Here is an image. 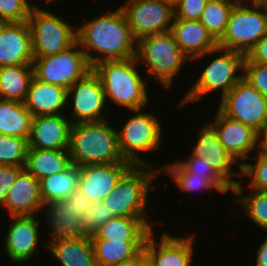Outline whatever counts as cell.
<instances>
[{"mask_svg":"<svg viewBox=\"0 0 267 266\" xmlns=\"http://www.w3.org/2000/svg\"><path fill=\"white\" fill-rule=\"evenodd\" d=\"M243 79L267 98V64L244 62Z\"/></svg>","mask_w":267,"mask_h":266,"instance_id":"39","label":"cell"},{"mask_svg":"<svg viewBox=\"0 0 267 266\" xmlns=\"http://www.w3.org/2000/svg\"><path fill=\"white\" fill-rule=\"evenodd\" d=\"M257 153L267 156V121L257 132Z\"/></svg>","mask_w":267,"mask_h":266,"instance_id":"45","label":"cell"},{"mask_svg":"<svg viewBox=\"0 0 267 266\" xmlns=\"http://www.w3.org/2000/svg\"><path fill=\"white\" fill-rule=\"evenodd\" d=\"M146 240L91 239L97 266H117L136 256Z\"/></svg>","mask_w":267,"mask_h":266,"instance_id":"29","label":"cell"},{"mask_svg":"<svg viewBox=\"0 0 267 266\" xmlns=\"http://www.w3.org/2000/svg\"><path fill=\"white\" fill-rule=\"evenodd\" d=\"M213 120L209 121L214 126L219 142L224 149L240 165L245 161H250V157L254 153L256 154L257 132L249 126L225 116L218 108Z\"/></svg>","mask_w":267,"mask_h":266,"instance_id":"16","label":"cell"},{"mask_svg":"<svg viewBox=\"0 0 267 266\" xmlns=\"http://www.w3.org/2000/svg\"><path fill=\"white\" fill-rule=\"evenodd\" d=\"M136 41L170 31L174 4L167 0H126L120 6Z\"/></svg>","mask_w":267,"mask_h":266,"instance_id":"11","label":"cell"},{"mask_svg":"<svg viewBox=\"0 0 267 266\" xmlns=\"http://www.w3.org/2000/svg\"><path fill=\"white\" fill-rule=\"evenodd\" d=\"M150 221L149 217L116 216L90 235V239L146 240L154 230Z\"/></svg>","mask_w":267,"mask_h":266,"instance_id":"26","label":"cell"},{"mask_svg":"<svg viewBox=\"0 0 267 266\" xmlns=\"http://www.w3.org/2000/svg\"><path fill=\"white\" fill-rule=\"evenodd\" d=\"M170 32L191 61L218 46L217 41L199 20L173 18Z\"/></svg>","mask_w":267,"mask_h":266,"instance_id":"23","label":"cell"},{"mask_svg":"<svg viewBox=\"0 0 267 266\" xmlns=\"http://www.w3.org/2000/svg\"><path fill=\"white\" fill-rule=\"evenodd\" d=\"M197 138V139H196ZM191 155L203 159L205 156L217 172L232 186L243 180L240 179V164L220 144L214 126L208 121L198 130ZM235 166L239 169L235 171ZM233 168V169H232Z\"/></svg>","mask_w":267,"mask_h":266,"instance_id":"17","label":"cell"},{"mask_svg":"<svg viewBox=\"0 0 267 266\" xmlns=\"http://www.w3.org/2000/svg\"><path fill=\"white\" fill-rule=\"evenodd\" d=\"M66 204L72 206L76 212H81L84 215L92 202L87 198L80 189L73 191L65 200Z\"/></svg>","mask_w":267,"mask_h":266,"instance_id":"44","label":"cell"},{"mask_svg":"<svg viewBox=\"0 0 267 266\" xmlns=\"http://www.w3.org/2000/svg\"><path fill=\"white\" fill-rule=\"evenodd\" d=\"M155 236L153 230L144 245L147 260L152 266L193 265L195 233L186 237H176L164 232L158 240Z\"/></svg>","mask_w":267,"mask_h":266,"instance_id":"15","label":"cell"},{"mask_svg":"<svg viewBox=\"0 0 267 266\" xmlns=\"http://www.w3.org/2000/svg\"><path fill=\"white\" fill-rule=\"evenodd\" d=\"M39 1H45V4H46V6L45 7H42V9H46L47 8V6L51 3H53L54 1H57V0H39ZM58 1H60V0H58Z\"/></svg>","mask_w":267,"mask_h":266,"instance_id":"50","label":"cell"},{"mask_svg":"<svg viewBox=\"0 0 267 266\" xmlns=\"http://www.w3.org/2000/svg\"><path fill=\"white\" fill-rule=\"evenodd\" d=\"M68 149L28 148L24 169L37 180L63 172L71 165Z\"/></svg>","mask_w":267,"mask_h":266,"instance_id":"28","label":"cell"},{"mask_svg":"<svg viewBox=\"0 0 267 266\" xmlns=\"http://www.w3.org/2000/svg\"><path fill=\"white\" fill-rule=\"evenodd\" d=\"M257 4L262 8L264 16L267 18V0H258Z\"/></svg>","mask_w":267,"mask_h":266,"instance_id":"49","label":"cell"},{"mask_svg":"<svg viewBox=\"0 0 267 266\" xmlns=\"http://www.w3.org/2000/svg\"><path fill=\"white\" fill-rule=\"evenodd\" d=\"M33 77L68 89L92 70L78 42L65 51L33 59Z\"/></svg>","mask_w":267,"mask_h":266,"instance_id":"9","label":"cell"},{"mask_svg":"<svg viewBox=\"0 0 267 266\" xmlns=\"http://www.w3.org/2000/svg\"><path fill=\"white\" fill-rule=\"evenodd\" d=\"M254 253L256 254L255 266H267V232Z\"/></svg>","mask_w":267,"mask_h":266,"instance_id":"46","label":"cell"},{"mask_svg":"<svg viewBox=\"0 0 267 266\" xmlns=\"http://www.w3.org/2000/svg\"><path fill=\"white\" fill-rule=\"evenodd\" d=\"M234 6H239V5H253L258 2V0H227Z\"/></svg>","mask_w":267,"mask_h":266,"instance_id":"48","label":"cell"},{"mask_svg":"<svg viewBox=\"0 0 267 266\" xmlns=\"http://www.w3.org/2000/svg\"><path fill=\"white\" fill-rule=\"evenodd\" d=\"M142 266H152L150 262L147 260Z\"/></svg>","mask_w":267,"mask_h":266,"instance_id":"52","label":"cell"},{"mask_svg":"<svg viewBox=\"0 0 267 266\" xmlns=\"http://www.w3.org/2000/svg\"><path fill=\"white\" fill-rule=\"evenodd\" d=\"M132 166V163L81 166L78 188L92 203L104 201Z\"/></svg>","mask_w":267,"mask_h":266,"instance_id":"18","label":"cell"},{"mask_svg":"<svg viewBox=\"0 0 267 266\" xmlns=\"http://www.w3.org/2000/svg\"><path fill=\"white\" fill-rule=\"evenodd\" d=\"M218 109L256 132L267 121V98L243 78L222 98Z\"/></svg>","mask_w":267,"mask_h":266,"instance_id":"12","label":"cell"},{"mask_svg":"<svg viewBox=\"0 0 267 266\" xmlns=\"http://www.w3.org/2000/svg\"><path fill=\"white\" fill-rule=\"evenodd\" d=\"M24 105L33 117L65 114L67 89L58 85L43 83L33 77Z\"/></svg>","mask_w":267,"mask_h":266,"instance_id":"24","label":"cell"},{"mask_svg":"<svg viewBox=\"0 0 267 266\" xmlns=\"http://www.w3.org/2000/svg\"><path fill=\"white\" fill-rule=\"evenodd\" d=\"M185 159L175 160L188 174L199 176H221L214 166L207 160L206 156L201 159L191 154ZM181 159V160H180Z\"/></svg>","mask_w":267,"mask_h":266,"instance_id":"40","label":"cell"},{"mask_svg":"<svg viewBox=\"0 0 267 266\" xmlns=\"http://www.w3.org/2000/svg\"><path fill=\"white\" fill-rule=\"evenodd\" d=\"M250 158L252 163L245 161L240 166V177L249 178L245 184L249 189L267 192V156L257 153Z\"/></svg>","mask_w":267,"mask_h":266,"instance_id":"36","label":"cell"},{"mask_svg":"<svg viewBox=\"0 0 267 266\" xmlns=\"http://www.w3.org/2000/svg\"><path fill=\"white\" fill-rule=\"evenodd\" d=\"M32 62V41L28 22L5 23L0 31V67Z\"/></svg>","mask_w":267,"mask_h":266,"instance_id":"21","label":"cell"},{"mask_svg":"<svg viewBox=\"0 0 267 266\" xmlns=\"http://www.w3.org/2000/svg\"><path fill=\"white\" fill-rule=\"evenodd\" d=\"M24 167L0 165V206L4 203L11 187Z\"/></svg>","mask_w":267,"mask_h":266,"instance_id":"42","label":"cell"},{"mask_svg":"<svg viewBox=\"0 0 267 266\" xmlns=\"http://www.w3.org/2000/svg\"><path fill=\"white\" fill-rule=\"evenodd\" d=\"M159 167V172L167 173L172 182L181 192H204L216 191L219 194L233 192V187L222 176H199L188 174L176 161L164 164Z\"/></svg>","mask_w":267,"mask_h":266,"instance_id":"25","label":"cell"},{"mask_svg":"<svg viewBox=\"0 0 267 266\" xmlns=\"http://www.w3.org/2000/svg\"><path fill=\"white\" fill-rule=\"evenodd\" d=\"M47 9H32L27 20L33 59L65 51L77 42V28Z\"/></svg>","mask_w":267,"mask_h":266,"instance_id":"8","label":"cell"},{"mask_svg":"<svg viewBox=\"0 0 267 266\" xmlns=\"http://www.w3.org/2000/svg\"><path fill=\"white\" fill-rule=\"evenodd\" d=\"M138 63L145 65L153 80L171 88L177 75L190 59L177 45L170 31L144 37L137 41Z\"/></svg>","mask_w":267,"mask_h":266,"instance_id":"6","label":"cell"},{"mask_svg":"<svg viewBox=\"0 0 267 266\" xmlns=\"http://www.w3.org/2000/svg\"><path fill=\"white\" fill-rule=\"evenodd\" d=\"M32 78V64L0 67V98L24 103Z\"/></svg>","mask_w":267,"mask_h":266,"instance_id":"31","label":"cell"},{"mask_svg":"<svg viewBox=\"0 0 267 266\" xmlns=\"http://www.w3.org/2000/svg\"><path fill=\"white\" fill-rule=\"evenodd\" d=\"M212 54V58L209 59L211 61H208L207 65L200 70L198 78L191 84V88L187 90L184 97L182 96L177 104L178 108L188 103L199 104L204 96L207 97L208 94L212 95L211 93H217V91L221 93L222 99L243 78L245 54L237 51L217 46L208 53L194 58L191 62L196 60L200 62L203 58L206 59L205 56Z\"/></svg>","mask_w":267,"mask_h":266,"instance_id":"4","label":"cell"},{"mask_svg":"<svg viewBox=\"0 0 267 266\" xmlns=\"http://www.w3.org/2000/svg\"><path fill=\"white\" fill-rule=\"evenodd\" d=\"M50 232L49 241L56 239L91 240L83 224V215L64 200L45 203L41 208Z\"/></svg>","mask_w":267,"mask_h":266,"instance_id":"19","label":"cell"},{"mask_svg":"<svg viewBox=\"0 0 267 266\" xmlns=\"http://www.w3.org/2000/svg\"><path fill=\"white\" fill-rule=\"evenodd\" d=\"M267 33V18L262 8L253 5L233 6L218 47L247 54Z\"/></svg>","mask_w":267,"mask_h":266,"instance_id":"10","label":"cell"},{"mask_svg":"<svg viewBox=\"0 0 267 266\" xmlns=\"http://www.w3.org/2000/svg\"><path fill=\"white\" fill-rule=\"evenodd\" d=\"M66 114L34 116L29 148L60 150L69 148L71 121Z\"/></svg>","mask_w":267,"mask_h":266,"instance_id":"20","label":"cell"},{"mask_svg":"<svg viewBox=\"0 0 267 266\" xmlns=\"http://www.w3.org/2000/svg\"><path fill=\"white\" fill-rule=\"evenodd\" d=\"M80 171L81 166L72 163L63 172L39 180L43 203L65 200L78 189Z\"/></svg>","mask_w":267,"mask_h":266,"instance_id":"32","label":"cell"},{"mask_svg":"<svg viewBox=\"0 0 267 266\" xmlns=\"http://www.w3.org/2000/svg\"><path fill=\"white\" fill-rule=\"evenodd\" d=\"M33 115L24 103L0 98V134L29 139Z\"/></svg>","mask_w":267,"mask_h":266,"instance_id":"30","label":"cell"},{"mask_svg":"<svg viewBox=\"0 0 267 266\" xmlns=\"http://www.w3.org/2000/svg\"><path fill=\"white\" fill-rule=\"evenodd\" d=\"M38 215L9 216V226L3 238L6 257L13 263H28L37 254L39 246L47 249V242H40L42 224ZM40 229V231H39ZM38 246V247H37ZM32 257V258H31Z\"/></svg>","mask_w":267,"mask_h":266,"instance_id":"14","label":"cell"},{"mask_svg":"<svg viewBox=\"0 0 267 266\" xmlns=\"http://www.w3.org/2000/svg\"><path fill=\"white\" fill-rule=\"evenodd\" d=\"M233 4L227 0H208L199 21L218 41L224 34Z\"/></svg>","mask_w":267,"mask_h":266,"instance_id":"34","label":"cell"},{"mask_svg":"<svg viewBox=\"0 0 267 266\" xmlns=\"http://www.w3.org/2000/svg\"><path fill=\"white\" fill-rule=\"evenodd\" d=\"M244 62L267 64V33L248 51Z\"/></svg>","mask_w":267,"mask_h":266,"instance_id":"43","label":"cell"},{"mask_svg":"<svg viewBox=\"0 0 267 266\" xmlns=\"http://www.w3.org/2000/svg\"><path fill=\"white\" fill-rule=\"evenodd\" d=\"M31 0H0V18L8 22H26L32 9H42Z\"/></svg>","mask_w":267,"mask_h":266,"instance_id":"37","label":"cell"},{"mask_svg":"<svg viewBox=\"0 0 267 266\" xmlns=\"http://www.w3.org/2000/svg\"><path fill=\"white\" fill-rule=\"evenodd\" d=\"M244 186L239 183L233 187L232 203L238 204L245 215L255 226L267 232V192L250 189L251 193L244 194ZM244 194V195H243ZM239 196V197H238Z\"/></svg>","mask_w":267,"mask_h":266,"instance_id":"33","label":"cell"},{"mask_svg":"<svg viewBox=\"0 0 267 266\" xmlns=\"http://www.w3.org/2000/svg\"><path fill=\"white\" fill-rule=\"evenodd\" d=\"M136 57L126 60H106L92 67L99 76L106 100L123 109L141 110L148 107L150 96L147 79L140 74ZM110 100V101H109Z\"/></svg>","mask_w":267,"mask_h":266,"instance_id":"3","label":"cell"},{"mask_svg":"<svg viewBox=\"0 0 267 266\" xmlns=\"http://www.w3.org/2000/svg\"><path fill=\"white\" fill-rule=\"evenodd\" d=\"M5 23L6 22L0 18V31H1L2 27L5 25Z\"/></svg>","mask_w":267,"mask_h":266,"instance_id":"51","label":"cell"},{"mask_svg":"<svg viewBox=\"0 0 267 266\" xmlns=\"http://www.w3.org/2000/svg\"><path fill=\"white\" fill-rule=\"evenodd\" d=\"M114 126L109 119L73 123L68 148L71 163L78 166L130 163L120 152Z\"/></svg>","mask_w":267,"mask_h":266,"instance_id":"2","label":"cell"},{"mask_svg":"<svg viewBox=\"0 0 267 266\" xmlns=\"http://www.w3.org/2000/svg\"><path fill=\"white\" fill-rule=\"evenodd\" d=\"M107 104L101 80L93 69L67 89L72 124L109 119L105 112Z\"/></svg>","mask_w":267,"mask_h":266,"instance_id":"13","label":"cell"},{"mask_svg":"<svg viewBox=\"0 0 267 266\" xmlns=\"http://www.w3.org/2000/svg\"><path fill=\"white\" fill-rule=\"evenodd\" d=\"M47 250L62 266H97L91 240H47Z\"/></svg>","mask_w":267,"mask_h":266,"instance_id":"27","label":"cell"},{"mask_svg":"<svg viewBox=\"0 0 267 266\" xmlns=\"http://www.w3.org/2000/svg\"><path fill=\"white\" fill-rule=\"evenodd\" d=\"M208 0H177L174 3V18L199 20Z\"/></svg>","mask_w":267,"mask_h":266,"instance_id":"41","label":"cell"},{"mask_svg":"<svg viewBox=\"0 0 267 266\" xmlns=\"http://www.w3.org/2000/svg\"><path fill=\"white\" fill-rule=\"evenodd\" d=\"M77 28V42L91 67L106 60H126L137 55L135 40L121 7L105 10ZM94 53V54H93ZM97 54V55H95Z\"/></svg>","mask_w":267,"mask_h":266,"instance_id":"1","label":"cell"},{"mask_svg":"<svg viewBox=\"0 0 267 266\" xmlns=\"http://www.w3.org/2000/svg\"><path fill=\"white\" fill-rule=\"evenodd\" d=\"M43 204L39 180L24 169L0 208H5L8 216L42 215Z\"/></svg>","mask_w":267,"mask_h":266,"instance_id":"22","label":"cell"},{"mask_svg":"<svg viewBox=\"0 0 267 266\" xmlns=\"http://www.w3.org/2000/svg\"><path fill=\"white\" fill-rule=\"evenodd\" d=\"M167 1H170L174 4L177 0H167Z\"/></svg>","mask_w":267,"mask_h":266,"instance_id":"53","label":"cell"},{"mask_svg":"<svg viewBox=\"0 0 267 266\" xmlns=\"http://www.w3.org/2000/svg\"><path fill=\"white\" fill-rule=\"evenodd\" d=\"M160 175L159 168L150 165H133L118 181L104 199V203L115 216L149 217L148 203L150 190Z\"/></svg>","mask_w":267,"mask_h":266,"instance_id":"5","label":"cell"},{"mask_svg":"<svg viewBox=\"0 0 267 266\" xmlns=\"http://www.w3.org/2000/svg\"><path fill=\"white\" fill-rule=\"evenodd\" d=\"M28 148L27 139L0 134V165L24 167Z\"/></svg>","mask_w":267,"mask_h":266,"instance_id":"35","label":"cell"},{"mask_svg":"<svg viewBox=\"0 0 267 266\" xmlns=\"http://www.w3.org/2000/svg\"><path fill=\"white\" fill-rule=\"evenodd\" d=\"M116 217L103 201L94 202L83 215L82 221L86 231L92 235L110 219Z\"/></svg>","mask_w":267,"mask_h":266,"instance_id":"38","label":"cell"},{"mask_svg":"<svg viewBox=\"0 0 267 266\" xmlns=\"http://www.w3.org/2000/svg\"><path fill=\"white\" fill-rule=\"evenodd\" d=\"M145 111V108L131 111L132 117L125 121L120 130L117 128L118 144L126 161L133 165L154 166L151 161L147 162L142 154L161 150L159 148L163 145V124L152 111Z\"/></svg>","mask_w":267,"mask_h":266,"instance_id":"7","label":"cell"},{"mask_svg":"<svg viewBox=\"0 0 267 266\" xmlns=\"http://www.w3.org/2000/svg\"><path fill=\"white\" fill-rule=\"evenodd\" d=\"M147 261L144 248L133 258L123 261L117 266H142Z\"/></svg>","mask_w":267,"mask_h":266,"instance_id":"47","label":"cell"}]
</instances>
